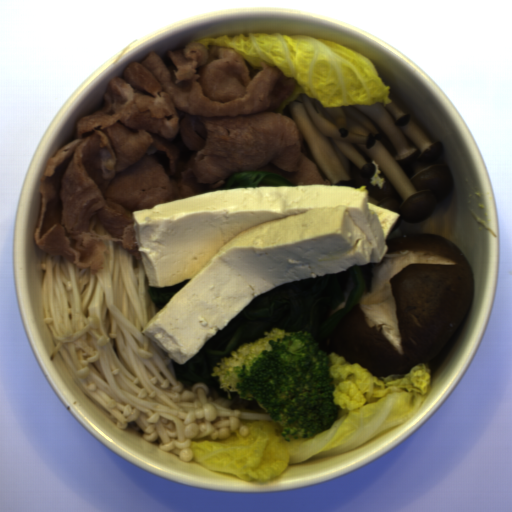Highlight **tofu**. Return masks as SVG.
<instances>
[{"mask_svg": "<svg viewBox=\"0 0 512 512\" xmlns=\"http://www.w3.org/2000/svg\"><path fill=\"white\" fill-rule=\"evenodd\" d=\"M131 216L148 286L189 280L141 331L184 365L258 295L380 265L401 214L368 190L322 184L215 190Z\"/></svg>", "mask_w": 512, "mask_h": 512, "instance_id": "obj_1", "label": "tofu"}]
</instances>
